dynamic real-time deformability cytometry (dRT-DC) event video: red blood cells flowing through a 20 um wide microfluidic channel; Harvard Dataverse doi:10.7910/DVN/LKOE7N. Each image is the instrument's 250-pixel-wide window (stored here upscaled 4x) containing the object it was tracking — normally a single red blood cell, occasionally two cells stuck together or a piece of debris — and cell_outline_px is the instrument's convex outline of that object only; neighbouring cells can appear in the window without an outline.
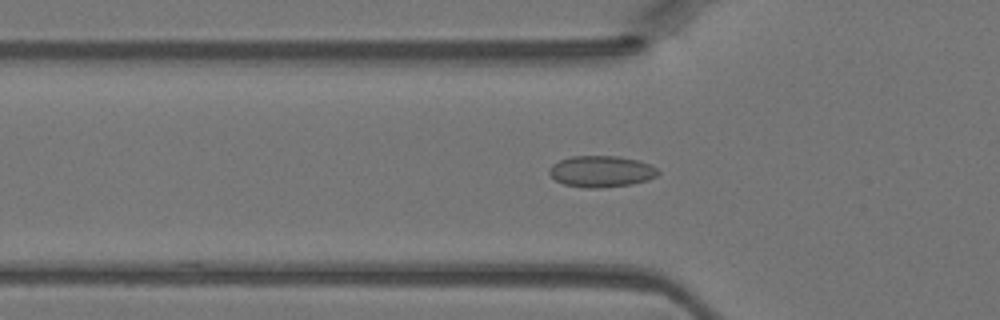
{"species": "Egyptian fruit bat (a non-hibernating species)", "species_latin": "Rousettus aegyptiacus", "temperature_condition": "warm", "stored_images_in_passage": 45, "camera_frame_rate_fps": 3000, "um_per_image_px": 0.085, "animal": {"sex": "female"}, "frame": {"image": 1, "passage_image": 15, "time_ms": 4.667, "image_size_px": [1000, 320], "cell_outline_px": [[660, 172], [656, 176], [648, 180], [632, 184], [600, 188], [584, 188], [564, 184], [556, 180], [548, 172], [552, 164], [560, 160], [572, 156], [620, 156], [640, 160], [656, 168]], "centroid_in_image_um": [51.12, 14.57], "position_along_channel_um": 74.7, "area_um2": 19.94}}
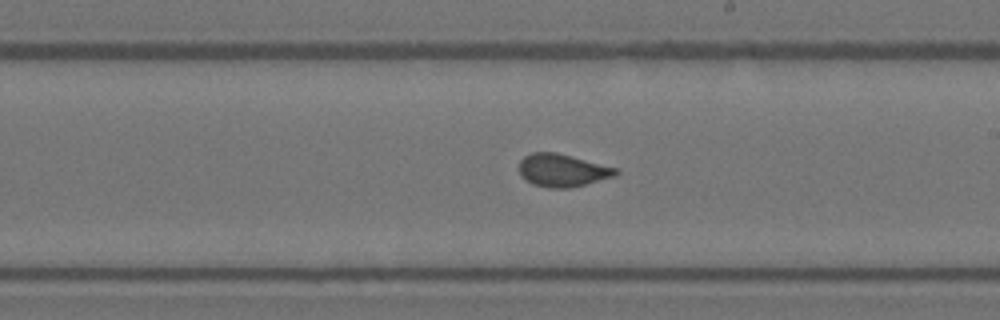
{"frame": {"image": 2, "passage_image": 26, "time_ms": 8.333, "image_size_px": [1000, 320], "cell_outline_px": [[620, 172], [616, 176], [568, 188], [552, 188], [532, 184], [520, 176], [520, 160], [524, 156], [532, 152], [556, 152], [620, 168]], "centroid_in_image_um": [47.83, 14.47], "position_along_channel_um": 241.2, "area_um2": 18.55}}
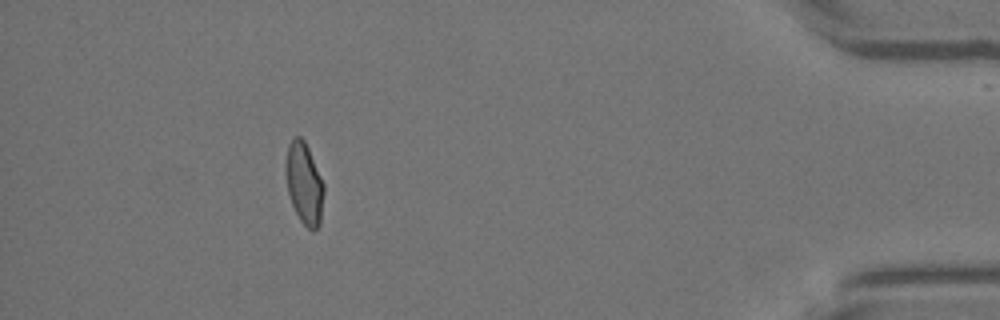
{"frame": {"image": 3, "passage_image": 41, "time_ms": 13.333, "image_size_px": [1000, 320], "cell_outline_px": [[324, 192], [320, 224], [312, 232], [300, 220], [292, 204], [288, 192], [288, 144], [292, 136], [300, 136], [304, 140], [308, 148], [324, 184]], "centroid_in_image_um": [25.9, 15.62], "position_along_channel_um": 409.3, "area_um2": 17.51}}